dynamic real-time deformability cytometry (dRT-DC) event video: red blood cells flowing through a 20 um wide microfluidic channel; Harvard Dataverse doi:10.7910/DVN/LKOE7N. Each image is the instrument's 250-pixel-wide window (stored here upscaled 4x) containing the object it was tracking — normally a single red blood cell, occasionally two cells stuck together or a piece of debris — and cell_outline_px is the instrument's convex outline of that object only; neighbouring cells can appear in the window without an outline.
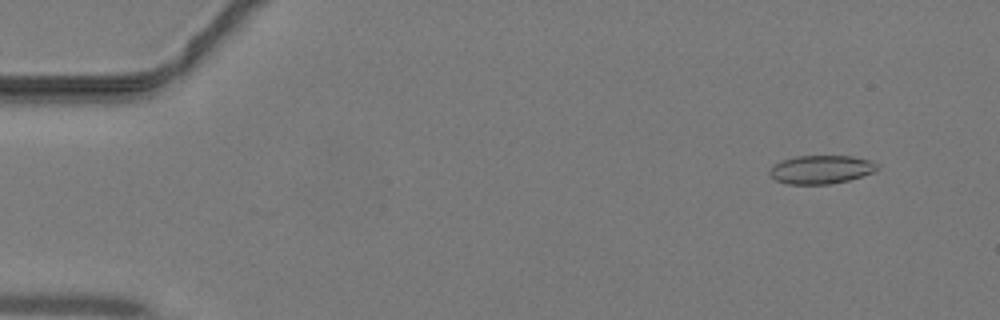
{"species": "common noctule bat (a hibernating species)", "species_latin": "Nyctalus noctula", "temperature_condition": "warm", "stored_images_in_passage": 44, "camera_frame_rate_fps": 3000, "um_per_image_px": 0.085, "animal": {"sex": "male", "body_mass_g": 19.2, "forearm_length_mm": 51.8}, "frame": {"image": 1, "passage_image": 4, "time_ms": 1.0, "image_size_px": [1000, 320], "cell_outline_px": [[880, 168], [876, 172], [848, 180], [828, 184], [788, 184], [776, 180], [768, 172], [768, 168], [772, 164], [780, 160], [792, 156], [852, 156], [872, 160]], "centroid_in_image_um": [69.77, 14.39], "position_along_channel_um": 15.2, "area_um2": 18.15}}
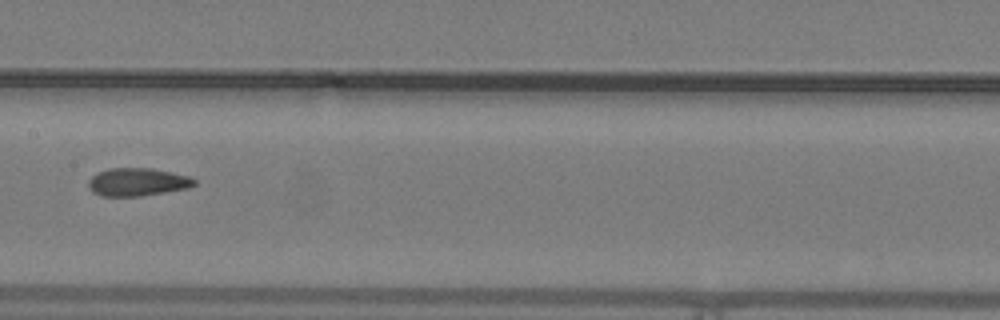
{"frame": {"image": 2, "passage_image": 23, "time_ms": 7.333, "image_size_px": [1000, 320], "cell_outline_px": [[196, 184], [188, 188], [140, 196], [104, 196], [92, 192], [88, 188], [88, 180], [96, 172], [108, 168], [152, 168], [192, 176], [196, 180]], "centroid_in_image_um": [11.68, 15.46], "position_along_channel_um": 195.7, "area_um2": 17.46}}
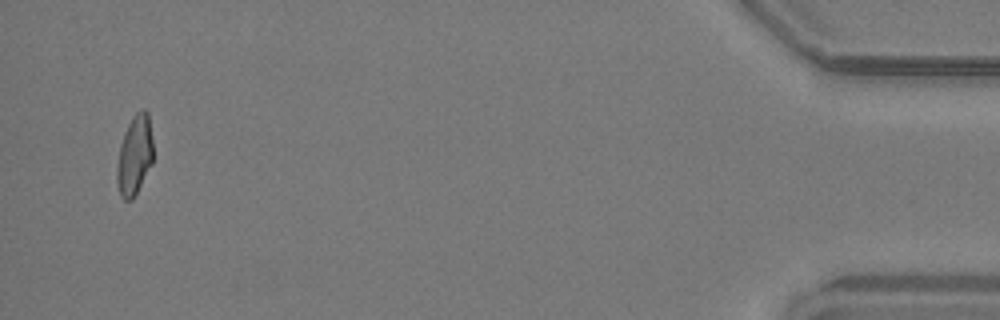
{"frame": {"image": 3, "passage_image": 43, "time_ms": 14.0, "image_size_px": [1000, 320], "cell_outline_px": [[152, 164], [132, 200], [124, 200], [120, 196], [116, 180], [116, 168], [120, 144], [124, 132], [132, 116], [136, 112], [144, 108], [148, 112], [152, 140]], "centroid_in_image_um": [11.42, 13.19], "position_along_channel_um": 423.8, "area_um2": 16.88}}